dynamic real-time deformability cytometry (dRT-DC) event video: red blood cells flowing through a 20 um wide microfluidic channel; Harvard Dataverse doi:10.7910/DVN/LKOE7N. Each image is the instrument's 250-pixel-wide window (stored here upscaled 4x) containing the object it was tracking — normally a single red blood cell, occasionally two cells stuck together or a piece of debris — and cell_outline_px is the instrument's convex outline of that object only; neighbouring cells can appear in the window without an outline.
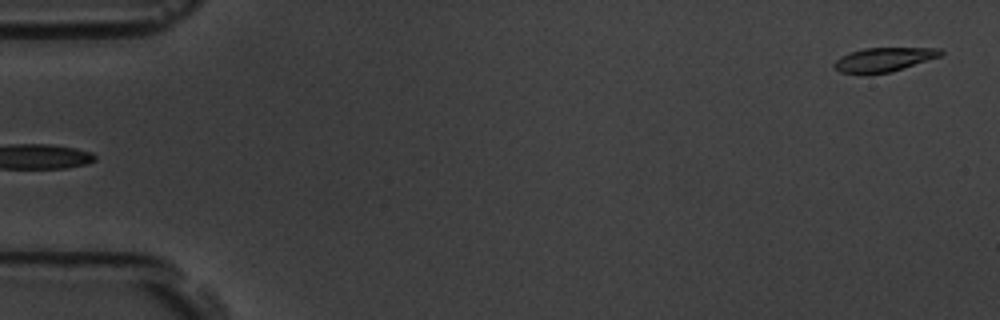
{"species": "common noctule bat (a hibernating species)", "species_latin": "Nyctalus noctula", "temperature_condition": "room temperature", "stored_images_in_passage": 6, "segment_of_instrument_passage": [2, 2], "camera_frame_rate_fps": 3000, "um_per_image_px": 0.085, "animal": {"sex": "male", "body_mass_g": 19.5, "forearm_length_mm": 54.6}, "frame": {"image": 1, "passage_image": 6, "time_ms": 1.667, "image_size_px": [1000, 320], "cell_outline_px": [[944, 52], [940, 56], [892, 72], [840, 72], [832, 64], [840, 56], [864, 48], [940, 48]], "centroid_in_image_um": [75.16, 5.03], "position_along_channel_um": 9.8, "area_um2": 14.45}}